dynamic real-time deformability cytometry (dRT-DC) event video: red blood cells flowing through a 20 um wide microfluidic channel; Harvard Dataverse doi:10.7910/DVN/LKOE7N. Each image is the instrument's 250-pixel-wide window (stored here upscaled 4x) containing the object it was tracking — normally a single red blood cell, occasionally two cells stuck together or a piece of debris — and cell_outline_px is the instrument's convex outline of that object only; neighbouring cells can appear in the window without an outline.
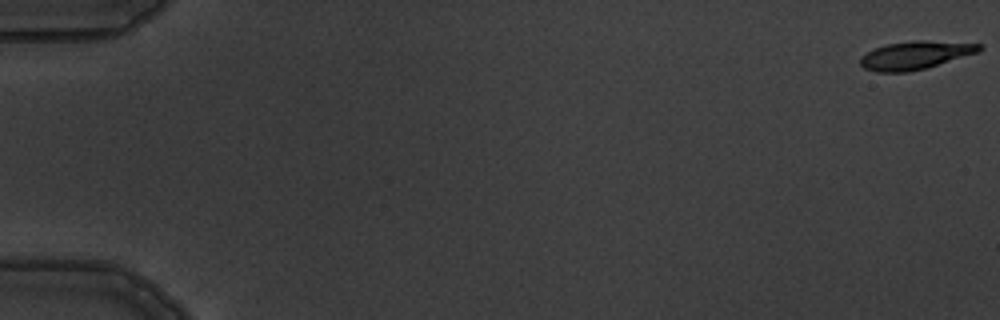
{"species": "common noctule bat (a hibernating species)", "species_latin": "Nyctalus noctula", "temperature_condition": "warm", "stored_images_in_passage": 5, "camera_frame_rate_fps": 3000, "um_per_image_px": 0.085, "animal": {"sex": "male", "body_mass_g": 19.5, "forearm_length_mm": 54.6}, "frame": {"image": 1, "passage_image": 1, "time_ms": 0.0, "image_size_px": [1000, 320], "cell_outline_px": [[984, 48], [980, 52], [924, 68], [908, 72], [876, 72], [864, 68], [860, 64], [860, 56], [876, 48], [888, 44], [916, 40], [924, 40], [984, 44]], "centroid_in_image_um": [77.83, 4.69], "position_along_channel_um": 7.2, "area_um2": 19.42}}
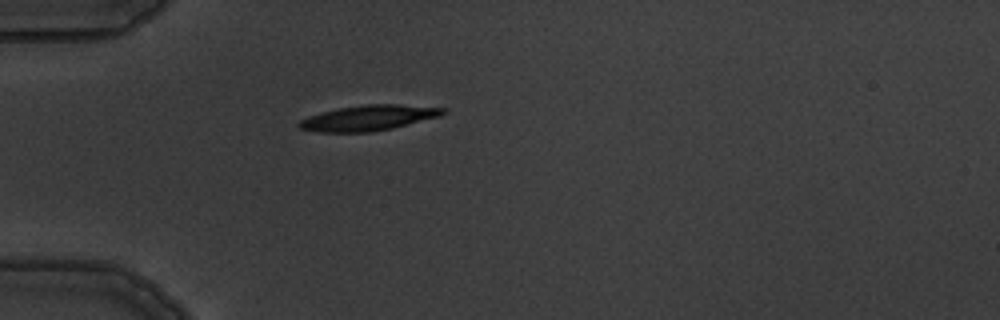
{"frame": {"image": 2, "passage_image": 5, "time_ms": 5.333, "image_size_px": [1000, 320], "cell_outline_px": [[448, 112], [440, 116], [392, 128], [368, 132], [320, 132], [300, 128], [296, 124], [300, 120], [308, 116], [320, 112], [340, 108], [368, 104], [396, 104], [448, 108]], "centroid_in_image_um": [31.34, 10.01], "position_along_channel_um": 53.7, "area_um2": 21.21}}